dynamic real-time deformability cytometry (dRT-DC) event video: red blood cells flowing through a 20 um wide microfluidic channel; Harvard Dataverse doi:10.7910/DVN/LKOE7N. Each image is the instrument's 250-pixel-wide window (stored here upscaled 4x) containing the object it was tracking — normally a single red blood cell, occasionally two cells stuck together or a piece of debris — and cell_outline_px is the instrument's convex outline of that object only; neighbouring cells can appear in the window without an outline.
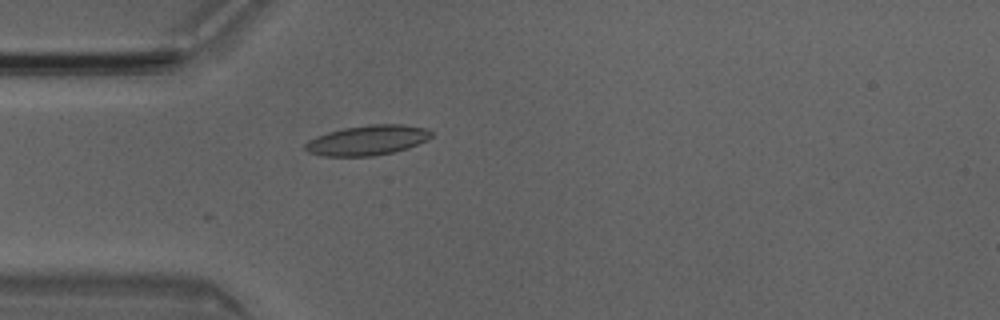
{"species": "Egyptian fruit bat (a non-hibernating species)", "species_latin": "Rousettus aegyptiacus", "temperature_condition": "room temperature", "stored_images_in_passage": 37, "camera_frame_rate_fps": 3000, "um_per_image_px": 0.085, "animal": {"sex": "male"}, "frame": {"image": 1, "passage_image": 1, "time_ms": 0.0, "image_size_px": [1000, 320], "cell_outline_px": [[436, 132], [428, 140], [408, 148], [392, 152], [372, 156], [320, 156], [308, 152], [304, 148], [304, 144], [308, 140], [316, 136], [328, 132], [344, 128], [368, 124], [400, 124], [424, 128]], "centroid_in_image_um": [31.23, 11.92], "position_along_channel_um": 53.8, "area_um2": 22.2}}
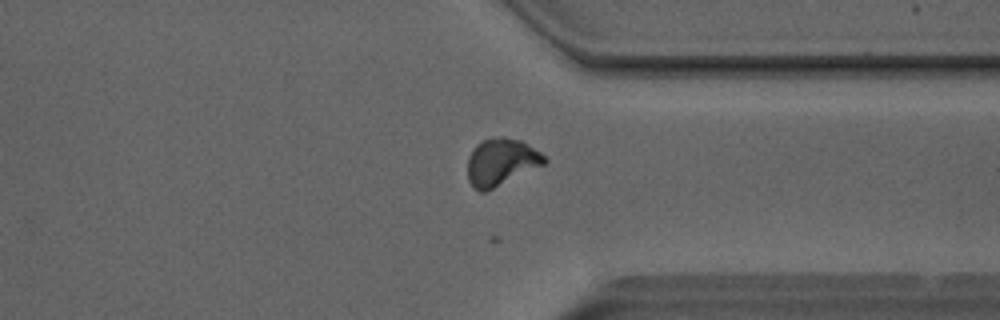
{"frame": {"image": 2, "passage_image": 25, "time_ms": 8.0, "image_size_px": [1000, 320], "cell_outline_px": [[548, 160], [544, 164], [484, 192], [480, 192], [472, 188], [468, 180], [468, 156], [472, 148], [476, 144], [492, 136], [504, 136], [520, 140], [540, 152]], "centroid_in_image_um": [42.55, 13.75], "position_along_channel_um": 368.8, "area_um2": 21.04}}
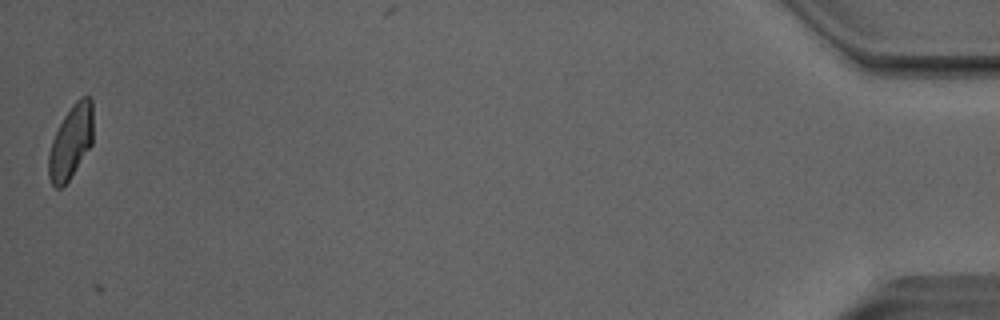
{"frame": {"image": 3, "passage_image": 37, "time_ms": 12.0, "image_size_px": [1000, 320], "cell_outline_px": [[92, 144], [68, 180], [60, 188], [56, 188], [52, 184], [48, 176], [48, 156], [52, 140], [64, 116], [72, 104], [80, 96], [92, 96]], "centroid_in_image_um": [6.02, 12.03], "position_along_channel_um": 429.2, "area_um2": 18.9}}